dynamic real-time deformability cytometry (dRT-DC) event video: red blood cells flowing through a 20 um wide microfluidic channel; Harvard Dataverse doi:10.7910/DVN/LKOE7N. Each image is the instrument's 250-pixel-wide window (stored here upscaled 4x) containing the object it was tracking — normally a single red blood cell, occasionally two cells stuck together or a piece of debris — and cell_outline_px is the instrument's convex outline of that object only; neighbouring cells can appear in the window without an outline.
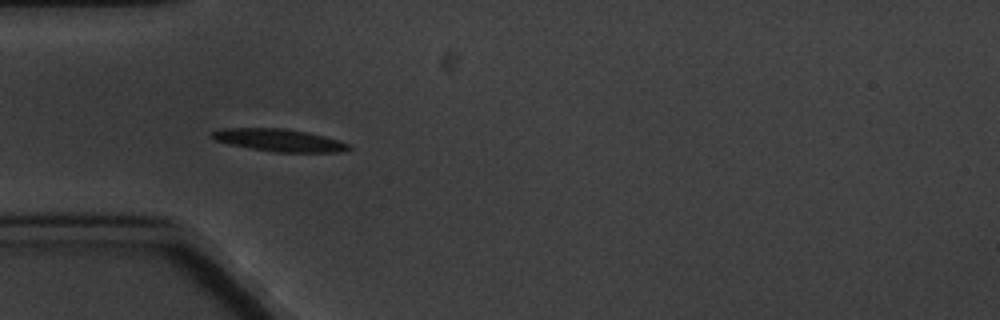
{"species": "common noctule bat (a hibernating species)", "species_latin": "Nyctalus noctula", "temperature_condition": "cold", "stored_images_in_passage": 6, "camera_frame_rate_fps": 3000, "um_per_image_px": 0.085, "animal": {"sex": "male", "body_mass_g": 20.1, "forearm_length_mm": 53.5}, "frame": {"image": 1, "passage_image": 4, "time_ms": 4.333, "image_size_px": [1000, 320], "cell_outline_px": [[352, 148], [344, 152], [276, 152], [228, 144], [216, 140], [208, 136], [212, 132], [224, 128], [280, 128], [308, 132], [324, 136], [348, 144]], "centroid_in_image_um": [23.71, 11.92], "position_along_channel_um": 61.3, "area_um2": 17.74}}
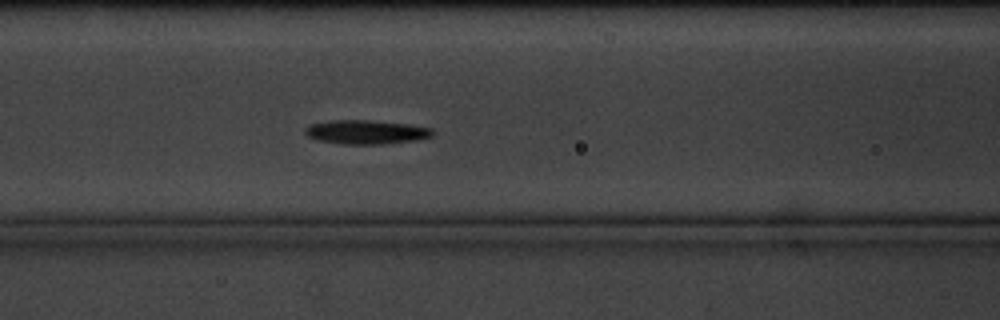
{"frame": {"image": 2, "passage_image": 6, "time_ms": 6.667, "image_size_px": [1000, 320], "cell_outline_px": [[432, 136], [416, 140], [384, 144], [340, 144], [316, 140], [308, 136], [304, 132], [304, 128], [308, 124], [328, 120], [368, 120], [408, 124], [432, 128]], "centroid_in_image_um": [31.05, 11.22], "position_along_channel_um": 135.5, "area_um2": 17.98}}